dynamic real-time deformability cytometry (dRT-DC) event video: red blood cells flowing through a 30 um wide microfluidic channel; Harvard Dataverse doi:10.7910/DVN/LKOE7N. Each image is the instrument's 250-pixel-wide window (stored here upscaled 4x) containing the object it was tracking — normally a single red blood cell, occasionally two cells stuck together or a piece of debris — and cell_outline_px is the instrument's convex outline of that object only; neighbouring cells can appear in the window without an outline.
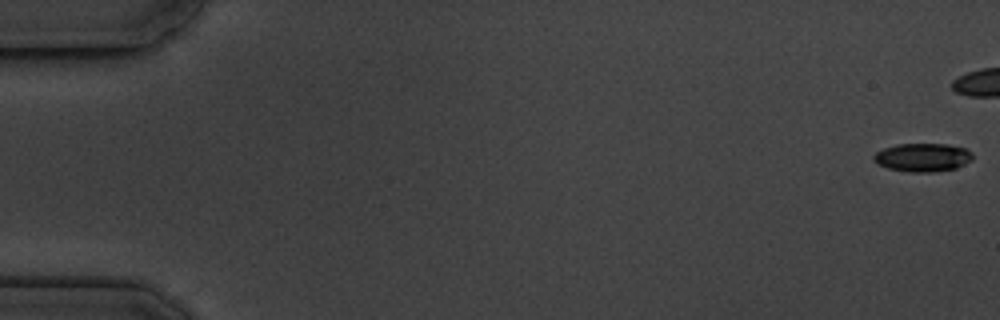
{"species": "common noctule bat (a hibernating species)", "species_latin": "Nyctalus noctula", "temperature_condition": "cold", "stored_images_in_passage": 6, "camera_frame_rate_fps": 3000, "um_per_image_px": 0.085, "animal": {"sex": "male", "body_mass_g": 19.5, "forearm_length_mm": 54.6}, "frame": {"image": 1, "passage_image": 1, "time_ms": 0.0, "image_size_px": [1000, 320], "cell_outline_px": [[972, 160], [956, 168], [932, 172], [908, 172], [888, 168], [872, 160], [872, 156], [876, 152], [884, 148], [896, 144], [948, 144], [964, 148], [972, 152]], "centroid_in_image_um": [78.42, 13.37], "position_along_channel_um": 6.6, "area_um2": 16.36}}
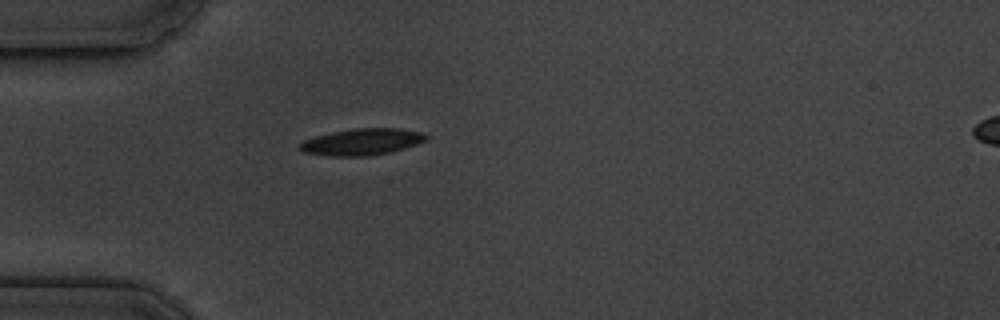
{"frame": {"image": 2, "passage_image": 6, "time_ms": 6.667, "image_size_px": [1000, 320], "cell_outline_px": [[428, 140], [404, 148], [388, 152], [368, 156], [332, 156], [304, 152], [296, 148], [304, 140], [316, 136], [332, 132], [356, 128], [400, 128], [424, 132], [428, 136]], "centroid_in_image_um": [30.79, 12.05], "position_along_channel_um": 54.2, "area_um2": 19.54}}